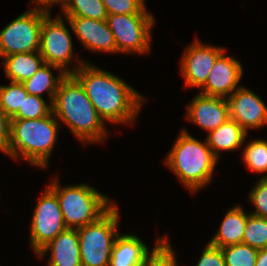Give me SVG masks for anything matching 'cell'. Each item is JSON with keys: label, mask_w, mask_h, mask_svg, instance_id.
<instances>
[{"label": "cell", "mask_w": 267, "mask_h": 266, "mask_svg": "<svg viewBox=\"0 0 267 266\" xmlns=\"http://www.w3.org/2000/svg\"><path fill=\"white\" fill-rule=\"evenodd\" d=\"M71 73L83 87L103 121L132 123L144 97L114 74L83 62Z\"/></svg>", "instance_id": "1"}, {"label": "cell", "mask_w": 267, "mask_h": 266, "mask_svg": "<svg viewBox=\"0 0 267 266\" xmlns=\"http://www.w3.org/2000/svg\"><path fill=\"white\" fill-rule=\"evenodd\" d=\"M52 112L85 144L102 141L107 134L103 119L72 74H66L60 81L52 102Z\"/></svg>", "instance_id": "2"}, {"label": "cell", "mask_w": 267, "mask_h": 266, "mask_svg": "<svg viewBox=\"0 0 267 266\" xmlns=\"http://www.w3.org/2000/svg\"><path fill=\"white\" fill-rule=\"evenodd\" d=\"M59 123L51 112L38 119H11L7 153L20 156L35 166L46 168L56 143Z\"/></svg>", "instance_id": "3"}, {"label": "cell", "mask_w": 267, "mask_h": 266, "mask_svg": "<svg viewBox=\"0 0 267 266\" xmlns=\"http://www.w3.org/2000/svg\"><path fill=\"white\" fill-rule=\"evenodd\" d=\"M217 162L207 141H198L184 129L165 160L184 187L193 193L210 183Z\"/></svg>", "instance_id": "4"}, {"label": "cell", "mask_w": 267, "mask_h": 266, "mask_svg": "<svg viewBox=\"0 0 267 266\" xmlns=\"http://www.w3.org/2000/svg\"><path fill=\"white\" fill-rule=\"evenodd\" d=\"M57 196L67 228L78 229L99 220L115 204L86 184L60 187L55 178L48 186Z\"/></svg>", "instance_id": "5"}, {"label": "cell", "mask_w": 267, "mask_h": 266, "mask_svg": "<svg viewBox=\"0 0 267 266\" xmlns=\"http://www.w3.org/2000/svg\"><path fill=\"white\" fill-rule=\"evenodd\" d=\"M119 212L114 205L94 223L77 229L82 266H109L116 238Z\"/></svg>", "instance_id": "6"}, {"label": "cell", "mask_w": 267, "mask_h": 266, "mask_svg": "<svg viewBox=\"0 0 267 266\" xmlns=\"http://www.w3.org/2000/svg\"><path fill=\"white\" fill-rule=\"evenodd\" d=\"M48 13L36 4L0 31V57L39 51L43 18Z\"/></svg>", "instance_id": "7"}, {"label": "cell", "mask_w": 267, "mask_h": 266, "mask_svg": "<svg viewBox=\"0 0 267 266\" xmlns=\"http://www.w3.org/2000/svg\"><path fill=\"white\" fill-rule=\"evenodd\" d=\"M106 22L114 35L117 53L145 54L150 48L152 14H113Z\"/></svg>", "instance_id": "8"}, {"label": "cell", "mask_w": 267, "mask_h": 266, "mask_svg": "<svg viewBox=\"0 0 267 266\" xmlns=\"http://www.w3.org/2000/svg\"><path fill=\"white\" fill-rule=\"evenodd\" d=\"M31 220L30 243L35 254L67 229L58 198L49 187L39 199Z\"/></svg>", "instance_id": "9"}, {"label": "cell", "mask_w": 267, "mask_h": 266, "mask_svg": "<svg viewBox=\"0 0 267 266\" xmlns=\"http://www.w3.org/2000/svg\"><path fill=\"white\" fill-rule=\"evenodd\" d=\"M39 53L45 63L60 67L66 74L73 72L67 66L73 59L72 39L61 16L54 19L48 13L43 18Z\"/></svg>", "instance_id": "10"}, {"label": "cell", "mask_w": 267, "mask_h": 266, "mask_svg": "<svg viewBox=\"0 0 267 266\" xmlns=\"http://www.w3.org/2000/svg\"><path fill=\"white\" fill-rule=\"evenodd\" d=\"M186 47L181 59V74L187 86L200 88L205 84L216 60L225 53V49L204 45L199 40Z\"/></svg>", "instance_id": "11"}, {"label": "cell", "mask_w": 267, "mask_h": 266, "mask_svg": "<svg viewBox=\"0 0 267 266\" xmlns=\"http://www.w3.org/2000/svg\"><path fill=\"white\" fill-rule=\"evenodd\" d=\"M230 119L235 120L247 133L249 128L267 125V106L258 95L239 86L227 98Z\"/></svg>", "instance_id": "12"}, {"label": "cell", "mask_w": 267, "mask_h": 266, "mask_svg": "<svg viewBox=\"0 0 267 266\" xmlns=\"http://www.w3.org/2000/svg\"><path fill=\"white\" fill-rule=\"evenodd\" d=\"M243 68L234 57H227L224 53L216 60L200 94L206 96L227 98L236 89L242 78ZM227 96V97H226Z\"/></svg>", "instance_id": "13"}, {"label": "cell", "mask_w": 267, "mask_h": 266, "mask_svg": "<svg viewBox=\"0 0 267 266\" xmlns=\"http://www.w3.org/2000/svg\"><path fill=\"white\" fill-rule=\"evenodd\" d=\"M74 34L91 51L116 53V42L106 20L66 17Z\"/></svg>", "instance_id": "14"}, {"label": "cell", "mask_w": 267, "mask_h": 266, "mask_svg": "<svg viewBox=\"0 0 267 266\" xmlns=\"http://www.w3.org/2000/svg\"><path fill=\"white\" fill-rule=\"evenodd\" d=\"M187 119L209 132L230 119L227 98L198 93L187 106Z\"/></svg>", "instance_id": "15"}, {"label": "cell", "mask_w": 267, "mask_h": 266, "mask_svg": "<svg viewBox=\"0 0 267 266\" xmlns=\"http://www.w3.org/2000/svg\"><path fill=\"white\" fill-rule=\"evenodd\" d=\"M50 250L49 266H82L77 229L67 228L59 233L37 255L42 257Z\"/></svg>", "instance_id": "16"}, {"label": "cell", "mask_w": 267, "mask_h": 266, "mask_svg": "<svg viewBox=\"0 0 267 266\" xmlns=\"http://www.w3.org/2000/svg\"><path fill=\"white\" fill-rule=\"evenodd\" d=\"M149 254L148 247L134 234L118 235L109 266H142Z\"/></svg>", "instance_id": "17"}, {"label": "cell", "mask_w": 267, "mask_h": 266, "mask_svg": "<svg viewBox=\"0 0 267 266\" xmlns=\"http://www.w3.org/2000/svg\"><path fill=\"white\" fill-rule=\"evenodd\" d=\"M248 215L240 206L228 210L219 230L209 243L219 248L243 243Z\"/></svg>", "instance_id": "18"}, {"label": "cell", "mask_w": 267, "mask_h": 266, "mask_svg": "<svg viewBox=\"0 0 267 266\" xmlns=\"http://www.w3.org/2000/svg\"><path fill=\"white\" fill-rule=\"evenodd\" d=\"M247 135V132L235 120L229 119L209 132L206 141L214 155L219 159L220 151L239 149L245 143Z\"/></svg>", "instance_id": "19"}, {"label": "cell", "mask_w": 267, "mask_h": 266, "mask_svg": "<svg viewBox=\"0 0 267 266\" xmlns=\"http://www.w3.org/2000/svg\"><path fill=\"white\" fill-rule=\"evenodd\" d=\"M3 58L5 73L15 83L31 78L45 64L39 51L16 53Z\"/></svg>", "instance_id": "20"}, {"label": "cell", "mask_w": 267, "mask_h": 266, "mask_svg": "<svg viewBox=\"0 0 267 266\" xmlns=\"http://www.w3.org/2000/svg\"><path fill=\"white\" fill-rule=\"evenodd\" d=\"M52 68L60 70L58 77H55L50 71ZM65 75L66 73L60 67L45 63L31 78L25 80L22 84L28 94L35 96L42 97V94L47 91L51 98H49V101L52 104L59 83Z\"/></svg>", "instance_id": "21"}, {"label": "cell", "mask_w": 267, "mask_h": 266, "mask_svg": "<svg viewBox=\"0 0 267 266\" xmlns=\"http://www.w3.org/2000/svg\"><path fill=\"white\" fill-rule=\"evenodd\" d=\"M65 17L106 20L108 14L102 0H71L63 9Z\"/></svg>", "instance_id": "22"}, {"label": "cell", "mask_w": 267, "mask_h": 266, "mask_svg": "<svg viewBox=\"0 0 267 266\" xmlns=\"http://www.w3.org/2000/svg\"><path fill=\"white\" fill-rule=\"evenodd\" d=\"M28 92L22 83L10 82V85L0 86V108L11 118L19 108Z\"/></svg>", "instance_id": "23"}, {"label": "cell", "mask_w": 267, "mask_h": 266, "mask_svg": "<svg viewBox=\"0 0 267 266\" xmlns=\"http://www.w3.org/2000/svg\"><path fill=\"white\" fill-rule=\"evenodd\" d=\"M243 243L256 249L267 248V218L248 215Z\"/></svg>", "instance_id": "24"}, {"label": "cell", "mask_w": 267, "mask_h": 266, "mask_svg": "<svg viewBox=\"0 0 267 266\" xmlns=\"http://www.w3.org/2000/svg\"><path fill=\"white\" fill-rule=\"evenodd\" d=\"M242 157L246 166L253 172H267V141L264 139L250 141L244 148Z\"/></svg>", "instance_id": "25"}, {"label": "cell", "mask_w": 267, "mask_h": 266, "mask_svg": "<svg viewBox=\"0 0 267 266\" xmlns=\"http://www.w3.org/2000/svg\"><path fill=\"white\" fill-rule=\"evenodd\" d=\"M226 266H255L258 249L244 243L222 247Z\"/></svg>", "instance_id": "26"}, {"label": "cell", "mask_w": 267, "mask_h": 266, "mask_svg": "<svg viewBox=\"0 0 267 266\" xmlns=\"http://www.w3.org/2000/svg\"><path fill=\"white\" fill-rule=\"evenodd\" d=\"M52 112V104L47 105L44 98L28 94L23 99L22 108L10 119H38L48 116Z\"/></svg>", "instance_id": "27"}, {"label": "cell", "mask_w": 267, "mask_h": 266, "mask_svg": "<svg viewBox=\"0 0 267 266\" xmlns=\"http://www.w3.org/2000/svg\"><path fill=\"white\" fill-rule=\"evenodd\" d=\"M142 266H177L174 250L167 238L158 237L150 255L148 254Z\"/></svg>", "instance_id": "28"}, {"label": "cell", "mask_w": 267, "mask_h": 266, "mask_svg": "<svg viewBox=\"0 0 267 266\" xmlns=\"http://www.w3.org/2000/svg\"><path fill=\"white\" fill-rule=\"evenodd\" d=\"M107 14H150L146 11L145 0H102Z\"/></svg>", "instance_id": "29"}, {"label": "cell", "mask_w": 267, "mask_h": 266, "mask_svg": "<svg viewBox=\"0 0 267 266\" xmlns=\"http://www.w3.org/2000/svg\"><path fill=\"white\" fill-rule=\"evenodd\" d=\"M250 202L256 207L250 213L257 217L267 218V176H263L249 193Z\"/></svg>", "instance_id": "30"}, {"label": "cell", "mask_w": 267, "mask_h": 266, "mask_svg": "<svg viewBox=\"0 0 267 266\" xmlns=\"http://www.w3.org/2000/svg\"><path fill=\"white\" fill-rule=\"evenodd\" d=\"M196 266H226L222 249L208 242Z\"/></svg>", "instance_id": "31"}, {"label": "cell", "mask_w": 267, "mask_h": 266, "mask_svg": "<svg viewBox=\"0 0 267 266\" xmlns=\"http://www.w3.org/2000/svg\"><path fill=\"white\" fill-rule=\"evenodd\" d=\"M10 118L0 108V150L7 153L10 140Z\"/></svg>", "instance_id": "32"}, {"label": "cell", "mask_w": 267, "mask_h": 266, "mask_svg": "<svg viewBox=\"0 0 267 266\" xmlns=\"http://www.w3.org/2000/svg\"><path fill=\"white\" fill-rule=\"evenodd\" d=\"M35 3L39 5V8H41L44 12L50 13L49 12V7L52 4H61L62 10L69 4L71 0H34ZM43 4V5H42ZM41 5V6H40Z\"/></svg>", "instance_id": "33"}, {"label": "cell", "mask_w": 267, "mask_h": 266, "mask_svg": "<svg viewBox=\"0 0 267 266\" xmlns=\"http://www.w3.org/2000/svg\"><path fill=\"white\" fill-rule=\"evenodd\" d=\"M255 266H267V248L258 249Z\"/></svg>", "instance_id": "34"}]
</instances>
